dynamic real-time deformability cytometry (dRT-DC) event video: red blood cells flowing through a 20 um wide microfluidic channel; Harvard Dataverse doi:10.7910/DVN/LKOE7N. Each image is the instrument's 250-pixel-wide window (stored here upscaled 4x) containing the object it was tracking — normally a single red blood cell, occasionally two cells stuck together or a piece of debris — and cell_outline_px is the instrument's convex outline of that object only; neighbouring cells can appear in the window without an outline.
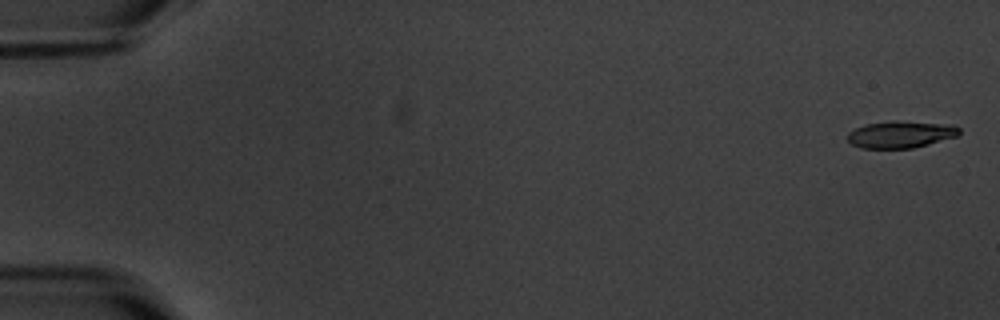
{"species": "common noctule bat (a hibernating species)", "species_latin": "Nyctalus noctula", "temperature_condition": "warm", "stored_images_in_passage": 14, "camera_frame_rate_fps": 3000, "um_per_image_px": 0.085, "animal": {"sex": "male", "body_mass_g": 20.1, "forearm_length_mm": 53.5}, "frame": {"image": 1, "passage_image": 1, "time_ms": 0.0, "image_size_px": [1000, 320], "cell_outline_px": [[960, 132], [956, 136], [928, 144], [912, 148], [860, 148], [852, 144], [848, 140], [848, 132], [864, 124], [892, 120], [896, 120], [956, 124], [960, 128]], "centroid_in_image_um": [76.57, 11.4], "position_along_channel_um": 8.4, "area_um2": 17.74}}
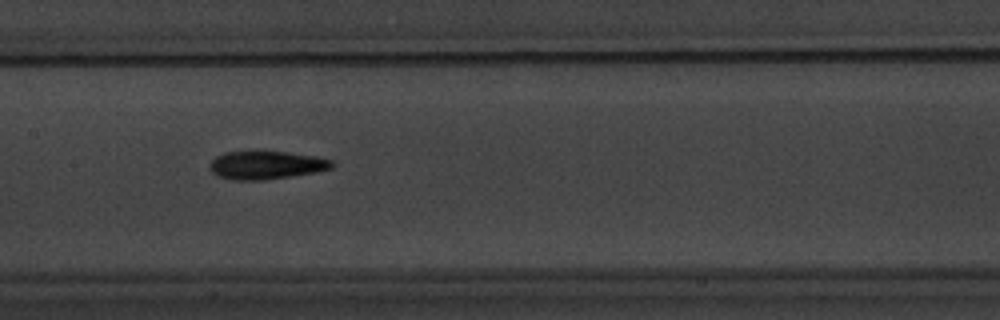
{"frame": {"image": 2, "passage_image": 8, "time_ms": 9.333, "image_size_px": [1000, 320], "cell_outline_px": [[336, 164], [332, 168], [292, 176], [264, 180], [232, 180], [216, 176], [208, 168], [208, 164], [216, 156], [224, 152], [256, 148], [288, 152], [312, 156], [332, 160]], "centroid_in_image_um": [22.54, 13.99], "position_along_channel_um": 184.9, "area_um2": 20.92}}
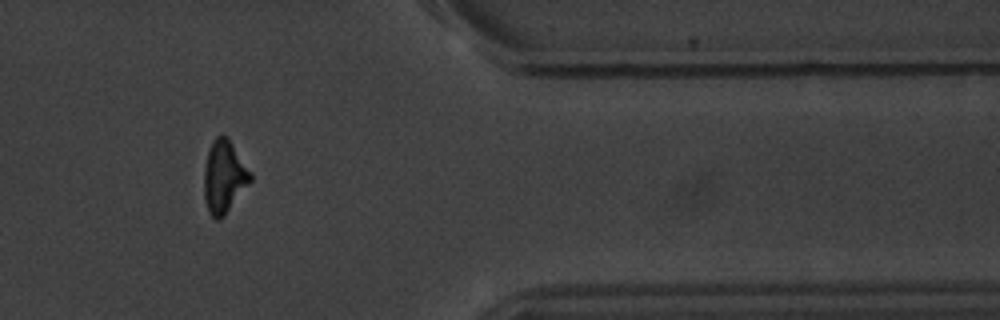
{"frame": {"image": 3, "passage_image": 13, "time_ms": 15.667, "image_size_px": [1000, 320], "cell_outline_px": [[252, 180], [224, 216], [220, 220], [216, 220], [208, 212], [204, 200], [204, 168], [208, 152], [212, 140], [220, 132], [224, 132], [228, 136], [252, 172]], "centroid_in_image_um": [19.05, 14.98], "position_along_channel_um": 392.4, "area_um2": 20.06}, "authors_computed_cell_mechanics": {"area_um2": 18.8428, "velocity_mm_per_s": 3.5667, "shape_relaxation_time_tau1_ms": 2.6895, "shape_relaxation_time_tau2_ms": null, "deformation_change_tau1": 0.1295, "deformation_change_tau2": null}}